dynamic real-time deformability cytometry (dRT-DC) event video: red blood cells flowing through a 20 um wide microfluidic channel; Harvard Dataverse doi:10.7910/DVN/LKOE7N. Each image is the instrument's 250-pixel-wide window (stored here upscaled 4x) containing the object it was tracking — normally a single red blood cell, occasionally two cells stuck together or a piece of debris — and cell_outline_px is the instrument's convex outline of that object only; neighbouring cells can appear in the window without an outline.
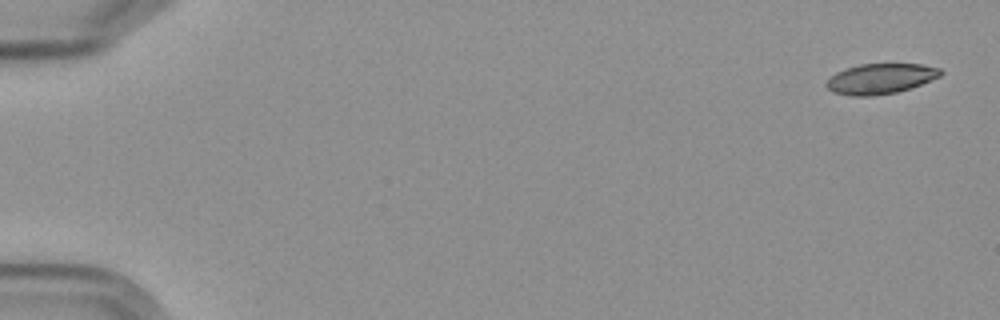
{"species": "Egyptian fruit bat (a non-hibernating species)", "species_latin": "Rousettus aegyptiacus", "temperature_condition": "cold", "stored_images_in_passage": 6, "camera_frame_rate_fps": 3000, "um_per_image_px": 0.085, "frame": {"image": 1, "passage_image": 1, "time_ms": 0.0, "image_size_px": [1000, 320], "cell_outline_px": [[944, 72], [940, 76], [920, 84], [896, 92], [872, 96], [848, 96], [832, 92], [824, 84], [836, 72], [844, 68], [860, 64], [920, 64], [940, 68]], "centroid_in_image_um": [74.8, 6.69], "position_along_channel_um": 10.2, "area_um2": 20.11}}
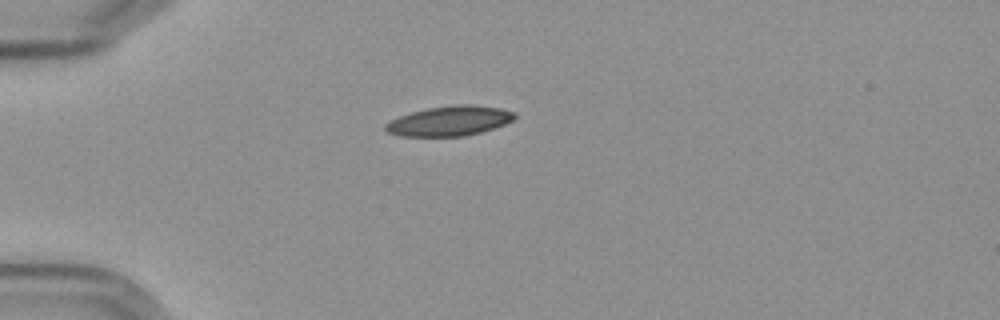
{"frame": {"image": 2, "passage_image": 4, "time_ms": 4.667, "image_size_px": [1000, 320], "cell_outline_px": [[516, 116], [512, 120], [504, 124], [480, 132], [464, 136], [400, 136], [388, 132], [384, 128], [384, 124], [388, 120], [412, 112], [428, 108], [456, 104], [472, 104], [500, 108], [516, 112]], "centroid_in_image_um": [38.19, 10.27], "position_along_channel_um": 46.8, "area_um2": 22.43}}
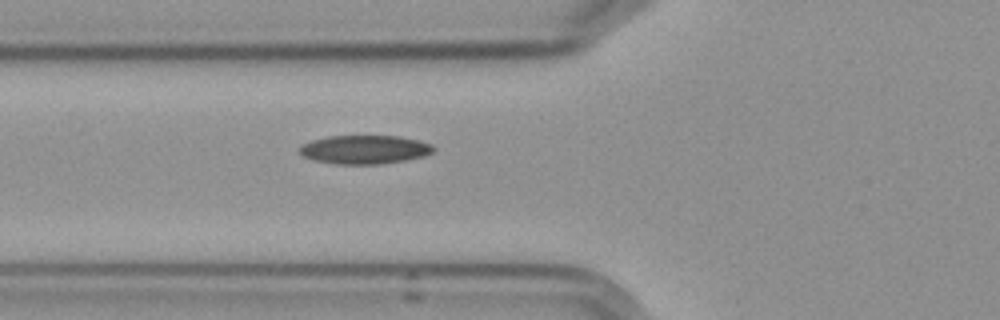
{"frame": {"image": 3, "passage_image": 6, "time_ms": 6.667, "image_size_px": [1000, 320], "cell_outline_px": [[436, 148], [432, 152], [424, 156], [404, 160], [380, 164], [336, 164], [316, 160], [304, 156], [300, 152], [300, 144], [312, 140], [328, 136], [400, 136], [420, 140], [432, 144]], "centroid_in_image_um": [31.02, 12.7], "position_along_channel_um": 94.8, "area_um2": 22.37}}